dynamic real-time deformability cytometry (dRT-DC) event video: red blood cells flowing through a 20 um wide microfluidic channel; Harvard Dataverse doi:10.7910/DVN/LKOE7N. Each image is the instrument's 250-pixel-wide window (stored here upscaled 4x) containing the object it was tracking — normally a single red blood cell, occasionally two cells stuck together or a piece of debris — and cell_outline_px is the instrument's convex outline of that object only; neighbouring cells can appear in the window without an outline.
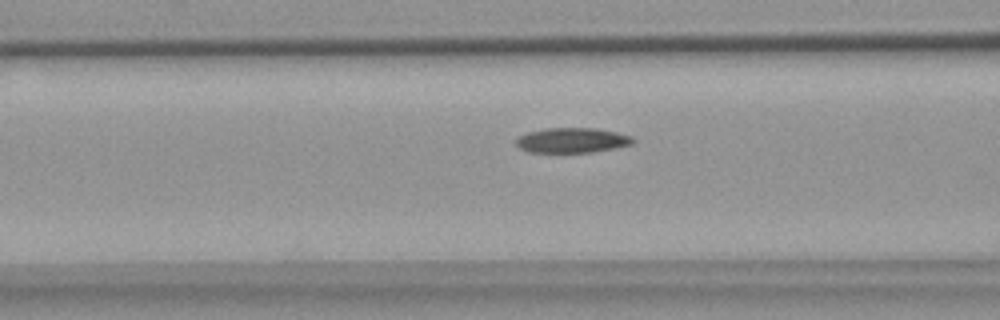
{"species": "common noctule bat (a hibernating species)", "species_latin": "Nyctalus noctula", "temperature_condition": "warm", "stored_images_in_passage": 48, "camera_frame_rate_fps": 3000, "um_per_image_px": 0.085, "animal": {"sex": "female", "body_mass_g": 18.4}, "frame": {"image": 1, "passage_image": 14, "time_ms": 4.333, "image_size_px": [1000, 320], "cell_outline_px": [[636, 140], [632, 144], [616, 148], [592, 152], [528, 152], [520, 148], [516, 144], [516, 140], [520, 136], [528, 132], [544, 128], [596, 128], [616, 132], [632, 136]], "centroid_in_image_um": [48.66, 11.92], "position_along_channel_um": 117.9, "area_um2": 17.05}}
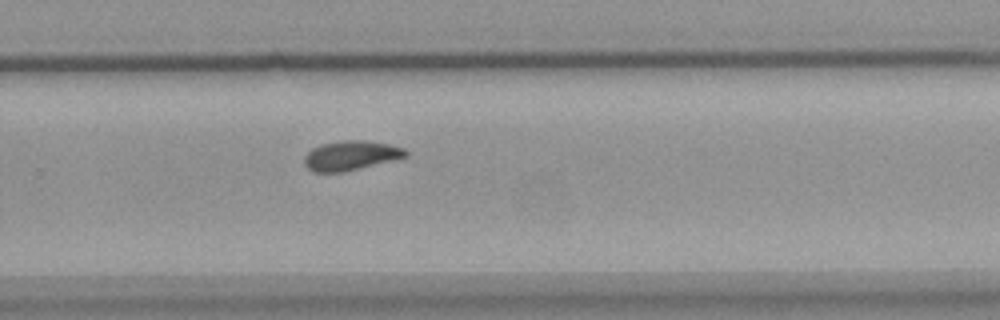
{"frame": {"image": 2, "passage_image": 29, "time_ms": 9.333, "image_size_px": [1000, 320], "cell_outline_px": [[408, 156], [344, 172], [312, 172], [304, 164], [304, 156], [312, 148], [320, 144], [340, 140], [364, 140], [388, 144], [404, 148], [408, 152]], "centroid_in_image_um": [29.79, 13.21], "position_along_channel_um": 300.0, "area_um2": 17.46}}
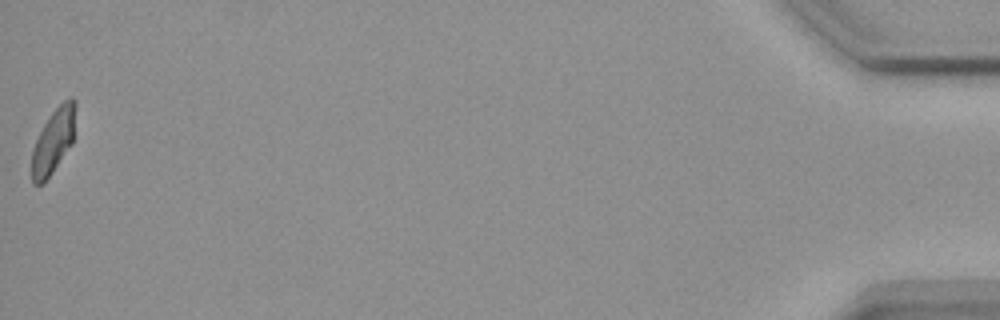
{"frame": {"image": 3, "passage_image": 48, "time_ms": 15.667, "image_size_px": [1000, 320], "cell_outline_px": [[76, 104], [72, 144], [44, 184], [32, 184], [32, 148], [44, 124], [52, 112], [68, 96], [72, 96], [76, 100]], "centroid_in_image_um": [4.54, 11.98], "position_along_channel_um": 430.7, "area_um2": 16.47}, "authors_computed_cell_mechanics": {"area_um2": 17.3978, "velocity_mm_per_s": 3.6522, "shape_relaxation_time_tau1_ms": null, "shape_relaxation_time_tau2_ms": 5.3154, "deformation_change_tau1": null, "deformation_change_tau2": 0.0847}}